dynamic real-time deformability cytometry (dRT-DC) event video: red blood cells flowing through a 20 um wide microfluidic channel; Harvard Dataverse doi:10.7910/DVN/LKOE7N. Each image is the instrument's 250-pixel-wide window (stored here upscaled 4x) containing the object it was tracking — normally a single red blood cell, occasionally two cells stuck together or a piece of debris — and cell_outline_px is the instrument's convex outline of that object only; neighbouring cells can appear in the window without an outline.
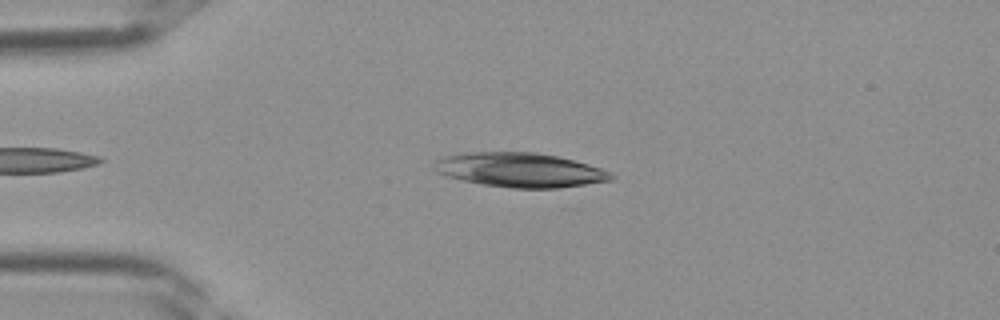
{"species": "Egyptian fruit bat (a non-hibernating species)", "species_latin": "Rousettus aegyptiacus", "temperature_condition": "room temperature", "stored_images_in_passage": 12, "camera_frame_rate_fps": 3000, "um_per_image_px": 0.085, "frame": {"image": 1, "passage_image": 7, "time_ms": 2.0, "image_size_px": [1000, 320], "cell_outline_px": [[616, 180], [560, 188], [512, 188], [484, 184], [464, 180], [448, 176], [436, 172], [432, 160], [440, 156], [464, 152], [536, 152], [556, 156], [588, 164], [600, 168], [616, 176]], "centroid_in_image_um": [44.18, 14.44], "position_along_channel_um": 40.8, "area_um2": 35.6}}